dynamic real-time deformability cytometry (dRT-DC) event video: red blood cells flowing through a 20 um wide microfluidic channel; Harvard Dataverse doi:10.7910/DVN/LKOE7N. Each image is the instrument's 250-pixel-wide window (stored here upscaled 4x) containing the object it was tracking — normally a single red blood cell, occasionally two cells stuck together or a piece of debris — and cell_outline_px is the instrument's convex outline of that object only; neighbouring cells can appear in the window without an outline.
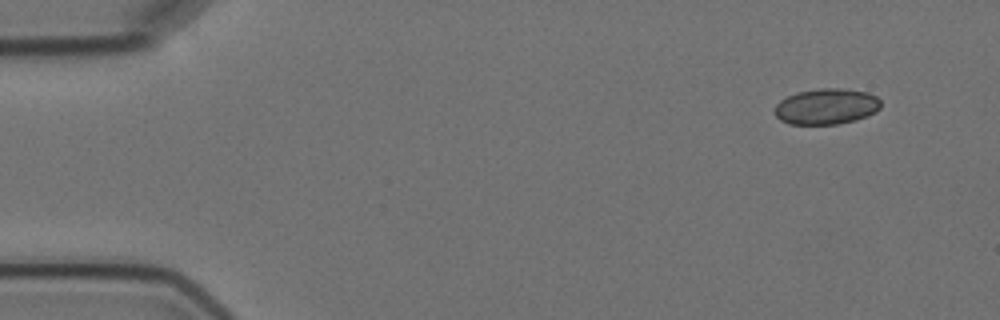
{"species": "Egyptian fruit bat (a non-hibernating species)", "species_latin": "Rousettus aegyptiacus", "temperature_condition": "cold", "stored_images_in_passage": 9, "camera_frame_rate_fps": 3000, "um_per_image_px": 0.085, "animal": {"sex": "female"}, "frame": {"image": 1, "passage_image": 1, "time_ms": 0.0, "image_size_px": [1000, 320], "cell_outline_px": [[880, 108], [876, 112], [868, 116], [856, 120], [836, 124], [788, 124], [780, 120], [776, 116], [776, 104], [780, 100], [796, 92], [820, 88], [840, 88], [868, 92], [876, 96], [880, 100]], "centroid_in_image_um": [70.26, 9.05], "position_along_channel_um": 14.7, "area_um2": 22.25}}
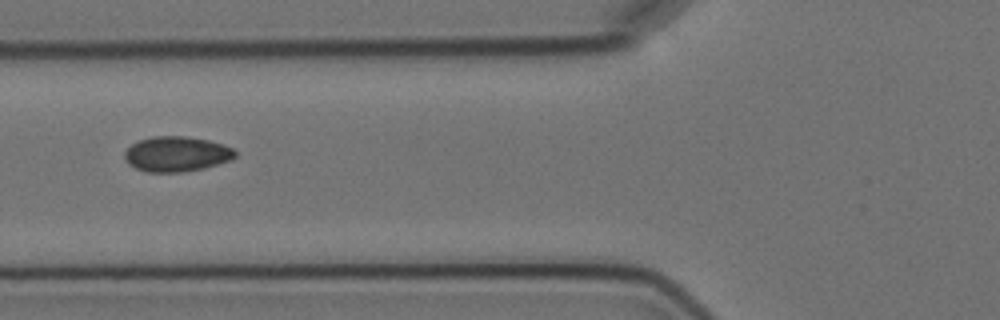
{"frame": {"image": 2, "passage_image": 6, "time_ms": 5.667, "image_size_px": [1000, 320], "cell_outline_px": [[236, 156], [232, 160], [204, 168], [180, 172], [144, 172], [128, 164], [124, 160], [124, 152], [132, 144], [140, 140], [152, 136], [184, 136], [208, 140], [232, 148], [236, 152]], "centroid_in_image_um": [14.98, 13.1], "position_along_channel_um": 110.8, "area_um2": 22.66}}
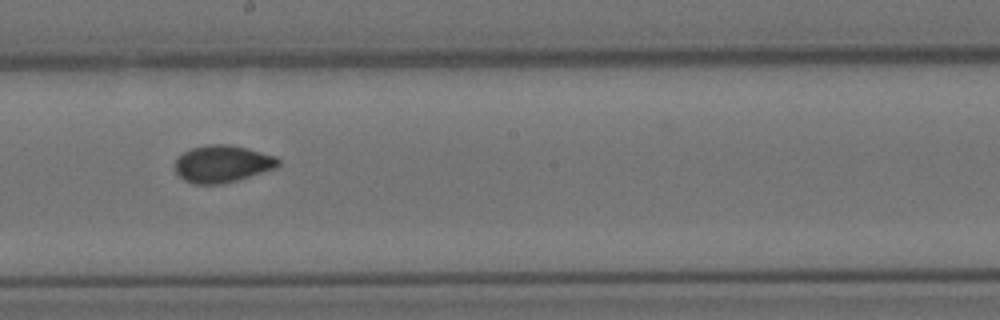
{"frame": {"image": 3, "passage_image": 9, "time_ms": 9.0, "image_size_px": [1000, 320], "cell_outline_px": [[280, 164], [276, 168], [236, 180], [220, 184], [192, 184], [184, 180], [176, 172], [176, 160], [184, 152], [192, 148], [208, 144], [228, 144], [248, 148], [276, 156], [280, 160]], "centroid_in_image_um": [18.92, 13.92], "position_along_channel_um": 229.3, "area_um2": 22.25}}